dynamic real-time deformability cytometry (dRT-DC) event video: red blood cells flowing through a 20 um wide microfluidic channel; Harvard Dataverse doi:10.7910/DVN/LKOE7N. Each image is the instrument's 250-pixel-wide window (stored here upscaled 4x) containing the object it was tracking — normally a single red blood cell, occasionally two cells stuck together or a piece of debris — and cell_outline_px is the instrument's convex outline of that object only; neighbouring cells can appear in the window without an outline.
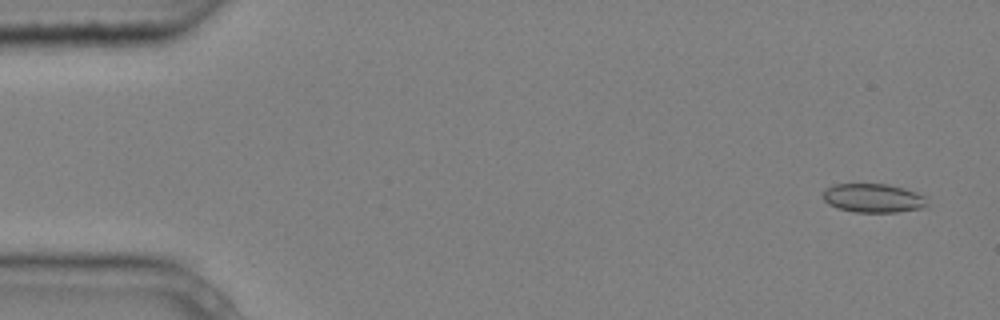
{"species": "common noctule bat (a hibernating species)", "species_latin": "Nyctalus noctula", "temperature_condition": "cold", "stored_images_in_passage": 5, "camera_frame_rate_fps": 3000, "um_per_image_px": 0.085, "animal": {"sex": "male", "body_mass_g": 20.4}, "frame": {"image": 1, "passage_image": 1, "time_ms": 0.0, "image_size_px": [1000, 320], "cell_outline_px": [[928, 204], [920, 208], [896, 212], [852, 212], [828, 204], [824, 200], [824, 188], [832, 184], [888, 184], [904, 188], [916, 192], [924, 196]], "centroid_in_image_um": [74.2, 16.83], "position_along_channel_um": 10.8, "area_um2": 17.46}}
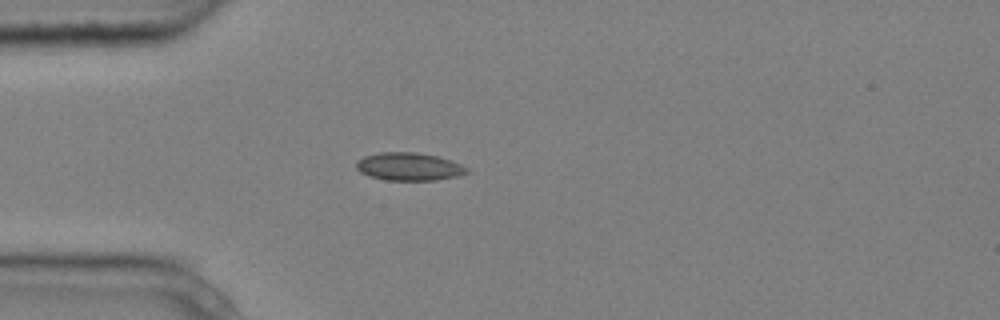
{"frame": {"image": 2, "passage_image": 4, "time_ms": 1.0, "image_size_px": [1000, 320], "cell_outline_px": [[472, 172], [456, 176], [436, 180], [384, 180], [368, 176], [360, 172], [356, 168], [356, 160], [364, 156], [380, 152], [416, 152], [436, 156], [460, 164], [468, 168]], "centroid_in_image_um": [34.73, 14.16], "position_along_channel_um": 50.3, "area_um2": 18.03}}